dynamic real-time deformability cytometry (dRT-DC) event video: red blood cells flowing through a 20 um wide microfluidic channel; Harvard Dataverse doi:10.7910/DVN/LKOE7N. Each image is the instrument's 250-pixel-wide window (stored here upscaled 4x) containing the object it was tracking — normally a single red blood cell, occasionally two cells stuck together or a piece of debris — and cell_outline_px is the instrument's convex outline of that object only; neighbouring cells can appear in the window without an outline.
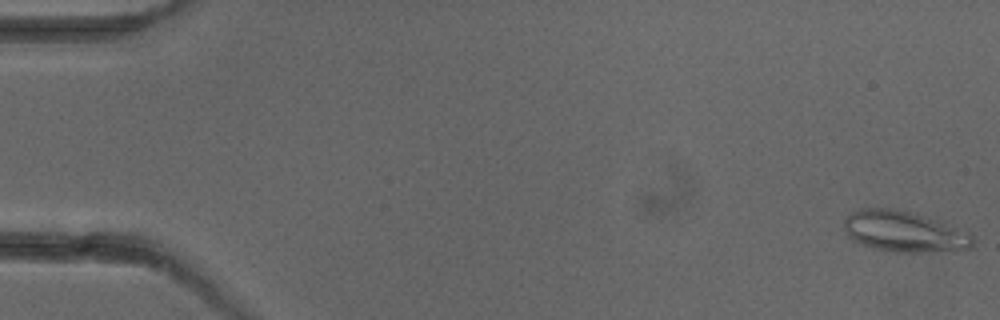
{"species": "common noctule bat (a hibernating species)", "species_latin": "Nyctalus noctula", "temperature_condition": "cold", "stored_images_in_passage": 5, "camera_frame_rate_fps": 3000, "um_per_image_px": 0.085, "animal": {"sex": "female"}, "frame": {"image": 1, "passage_image": 1, "time_ms": 0.0, "image_size_px": [1000, 320], "cell_outline_px": [[976, 240], [972, 248], [952, 252], [904, 252], [872, 248], [852, 240], [848, 236], [844, 228], [844, 220], [852, 212], [860, 208], [892, 208], [908, 212], [968, 232]], "centroid_in_image_um": [76.86, 19.72], "position_along_channel_um": 8.1, "area_um2": 30.35}}